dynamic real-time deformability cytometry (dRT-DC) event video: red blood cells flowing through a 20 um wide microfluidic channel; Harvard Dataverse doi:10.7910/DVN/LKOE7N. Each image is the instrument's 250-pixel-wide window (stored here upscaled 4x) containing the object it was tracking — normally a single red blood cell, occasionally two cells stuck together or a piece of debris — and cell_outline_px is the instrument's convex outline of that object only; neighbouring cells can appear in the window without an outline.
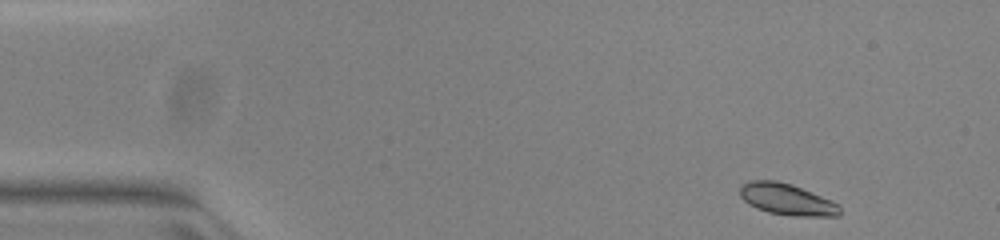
{"species": "common noctule bat (a hibernating species)", "species_latin": "Nyctalus noctula", "temperature_condition": "warm", "stored_images_in_passage": 48, "camera_frame_rate_fps": 3000, "um_per_image_px": 0.085, "animal": {"sex": "female", "body_mass_g": 23.0, "forearm_length_mm": 53.4}, "frame": {"image": 1, "passage_image": 1, "time_ms": 0.0, "image_size_px": [1000, 240], "cell_outline_px": [[840, 216], [792, 216], [768, 212], [756, 208], [748, 204], [740, 196], [740, 184], [748, 180], [776, 180], [792, 184], [832, 200], [840, 204]], "centroid_in_image_um": [66.88, 16.94], "position_along_channel_um": 18.1, "area_um2": 18.55}}
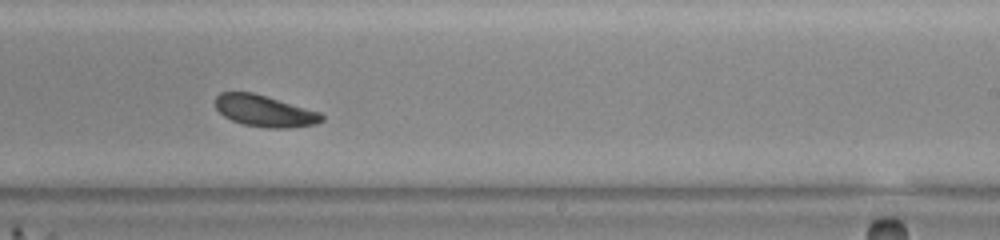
{"frame": {"image": 2, "passage_image": 28, "time_ms": 9.0, "image_size_px": [1000, 240], "cell_outline_px": [[324, 120], [316, 124], [288, 128], [268, 128], [244, 124], [232, 120], [224, 116], [216, 108], [216, 96], [220, 92], [252, 92], [320, 112], [324, 116]], "centroid_in_image_um": [22.5, 9.43], "position_along_channel_um": 266.5, "area_um2": 19.36}}
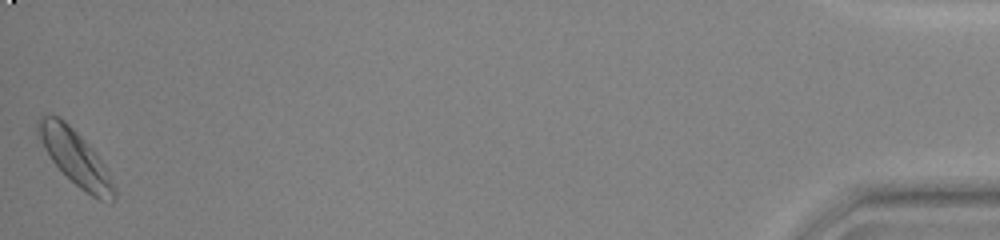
{"frame": {"image": 3, "passage_image": 48, "time_ms": 15.667, "image_size_px": [1000, 240], "cell_outline_px": [[116, 200], [112, 204], [100, 200], [92, 196], [80, 188], [52, 160], [36, 136], [36, 120], [40, 116], [56, 116], [64, 120], [80, 136], [104, 164], [116, 188]], "centroid_in_image_um": [6.41, 13.42], "position_along_channel_um": 428.8, "area_um2": 24.04}, "authors_computed_cell_mechanics": {"area_um2": 19.6809, "velocity_mm_per_s": 3.8911, "shape_relaxation_time_tau1_ms": 1.7576, "shape_relaxation_time_tau2_ms": null, "deformation_change_tau1": 0.0885, "deformation_change_tau2": null}}